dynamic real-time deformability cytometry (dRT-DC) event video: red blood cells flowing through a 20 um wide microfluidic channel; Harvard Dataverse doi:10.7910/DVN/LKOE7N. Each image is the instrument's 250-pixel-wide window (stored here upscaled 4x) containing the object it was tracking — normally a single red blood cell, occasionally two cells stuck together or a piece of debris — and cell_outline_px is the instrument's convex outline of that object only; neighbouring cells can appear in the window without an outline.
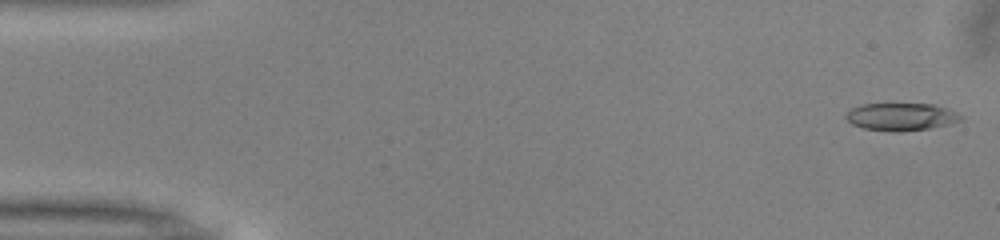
{"species": "common noctule bat (a hibernating species)", "species_latin": "Nyctalus noctula", "temperature_condition": "warm", "stored_images_in_passage": 50, "camera_frame_rate_fps": 3000, "um_per_image_px": 0.085, "animal": {"sex": "male", "body_mass_g": 13.0, "forearm_length_mm": 53.1}, "frame": {"image": 1, "passage_image": 1, "time_ms": 0.0, "image_size_px": [1000, 240], "cell_outline_px": [[964, 120], [952, 124], [932, 128], [896, 132], [892, 132], [864, 128], [852, 124], [844, 116], [852, 108], [860, 104], [932, 104], [948, 108], [964, 116]], "centroid_in_image_um": [76.66, 9.93], "position_along_channel_um": 8.3, "area_um2": 18.67}}
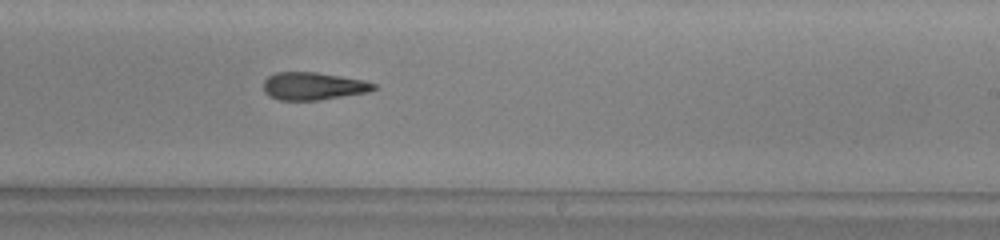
{"frame": {"image": 2, "passage_image": 30, "time_ms": 9.667, "image_size_px": [1000, 240], "cell_outline_px": [[376, 88], [368, 92], [316, 100], [280, 100], [268, 96], [264, 92], [264, 80], [268, 76], [276, 72], [316, 72], [364, 80], [376, 84]], "centroid_in_image_um": [26.59, 7.31], "position_along_channel_um": 262.4, "area_um2": 17.69}}
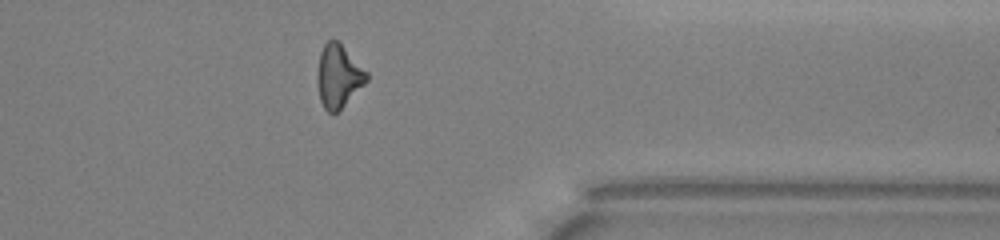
{"frame": {"image": 3, "passage_image": 40, "time_ms": 13.0, "image_size_px": [1000, 240], "cell_outline_px": [[368, 80], [336, 112], [328, 112], [324, 108], [320, 100], [316, 80], [316, 76], [320, 52], [324, 44], [328, 40], [336, 40], [368, 72]], "centroid_in_image_um": [28.74, 6.46], "position_along_channel_um": 382.7, "area_um2": 17.74}, "authors_computed_cell_mechanics": {"area_um2": 18.4671, "velocity_mm_per_s": 4.031, "shape_relaxation_time_tau1_ms": 6.6927, "shape_relaxation_time_tau2_ms": 5.014, "deformation_change_tau1": 0.1896, "deformation_change_tau2": 0.1703}}